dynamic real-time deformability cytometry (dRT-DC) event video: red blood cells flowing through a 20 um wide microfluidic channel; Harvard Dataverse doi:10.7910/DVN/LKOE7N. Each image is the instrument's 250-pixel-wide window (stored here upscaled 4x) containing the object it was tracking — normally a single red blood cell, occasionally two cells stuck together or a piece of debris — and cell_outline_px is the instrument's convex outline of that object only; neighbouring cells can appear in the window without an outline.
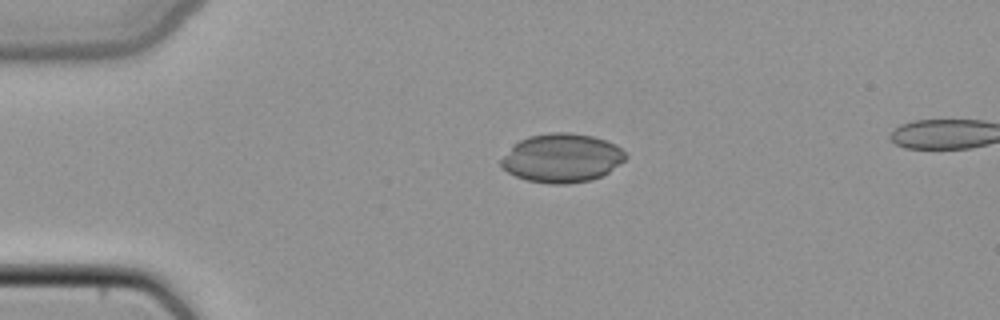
{"species": "common noctule bat (a hibernating species)", "species_latin": "Nyctalus noctula", "temperature_condition": "cold", "stored_images_in_passage": 38, "camera_frame_rate_fps": 3000, "um_per_image_px": 0.085, "animal": {"sex": "female", "body_mass_g": 22.7, "forearm_length_mm": 54.2}, "frame": {"image": 1, "passage_image": 1, "time_ms": 0.0, "image_size_px": [1000, 320], "cell_outline_px": [[628, 156], [620, 164], [608, 172], [592, 180], [568, 184], [552, 184], [528, 180], [516, 176], [500, 168], [500, 160], [520, 140], [528, 136], [552, 132], [568, 132], [592, 136], [616, 144]], "centroid_in_image_um": [47.77, 13.44], "position_along_channel_um": 37.2, "area_um2": 35.2}}
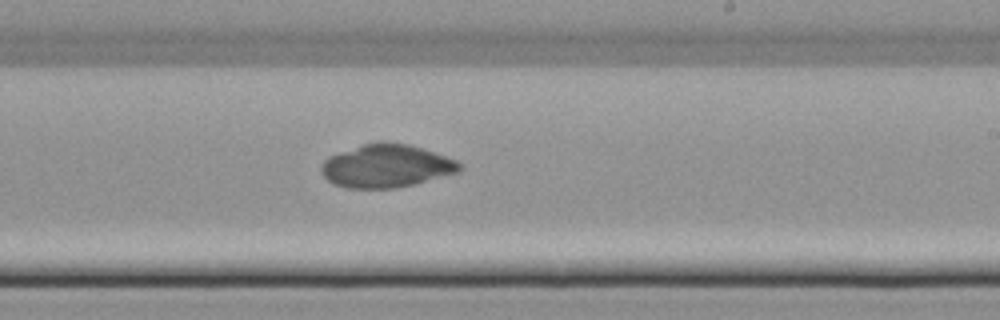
{"frame": {"image": 2, "passage_image": 19, "time_ms": 6.0, "image_size_px": [1000, 320], "cell_outline_px": [[460, 172], [396, 188], [348, 188], [332, 184], [320, 172], [320, 164], [328, 156], [376, 140], [384, 140], [408, 144], [456, 160], [460, 164]], "centroid_in_image_um": [32.78, 14.1], "position_along_channel_um": 256.2, "area_um2": 34.68}}
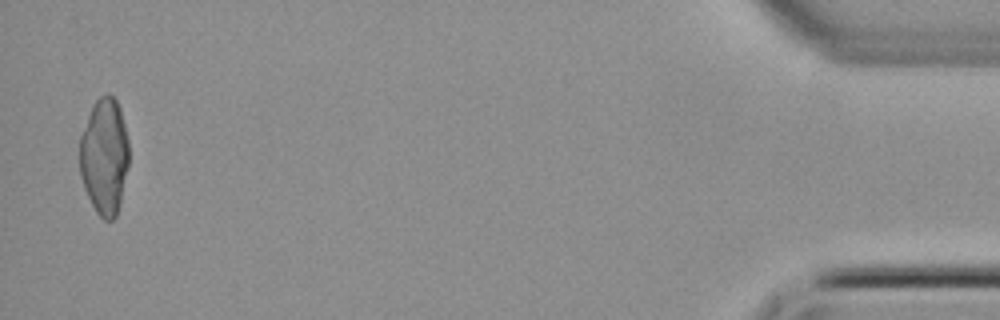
{"frame": {"image": 3, "passage_image": 37, "time_ms": 12.0, "image_size_px": [1000, 320], "cell_outline_px": [[128, 168], [120, 204], [116, 216], [112, 220], [104, 220], [96, 212], [84, 188], [80, 176], [80, 136], [88, 116], [96, 100], [100, 96], [108, 92], [116, 100], [120, 108], [128, 140]], "centroid_in_image_um": [8.88, 13.3], "position_along_channel_um": 426.3, "area_um2": 33.41}}